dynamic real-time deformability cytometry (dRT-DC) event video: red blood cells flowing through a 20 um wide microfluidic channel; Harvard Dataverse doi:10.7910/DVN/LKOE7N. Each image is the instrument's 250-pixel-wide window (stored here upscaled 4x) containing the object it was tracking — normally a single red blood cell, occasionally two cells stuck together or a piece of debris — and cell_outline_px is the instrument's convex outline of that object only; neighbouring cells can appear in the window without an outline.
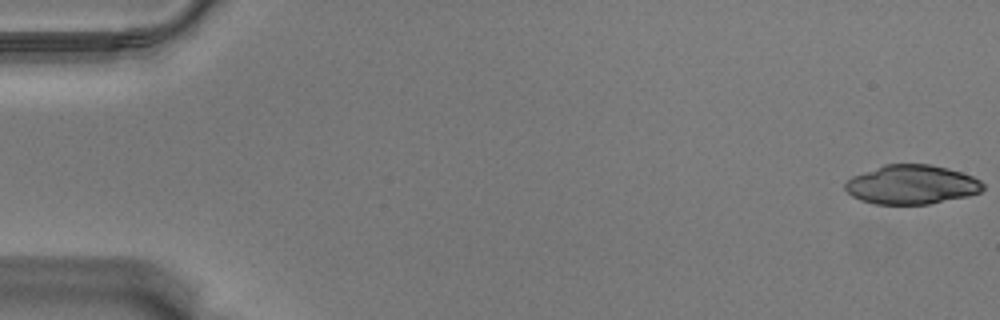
{"species": "Egyptian fruit bat (a non-hibernating species)", "species_latin": "Rousettus aegyptiacus", "temperature_condition": "warm", "stored_images_in_passage": 24, "camera_frame_rate_fps": 3000, "um_per_image_px": 0.085, "animal": {"sex": "male"}, "frame": {"image": 1, "passage_image": 1, "time_ms": 0.0, "image_size_px": [1000, 320], "cell_outline_px": [[984, 188], [980, 192], [968, 196], [928, 204], [876, 204], [860, 200], [852, 196], [844, 188], [844, 184], [852, 176], [884, 164], [932, 164], [948, 168], [972, 176], [980, 180], [984, 184]], "centroid_in_image_um": [77.49, 15.69], "position_along_channel_um": 7.5, "area_um2": 31.5}}
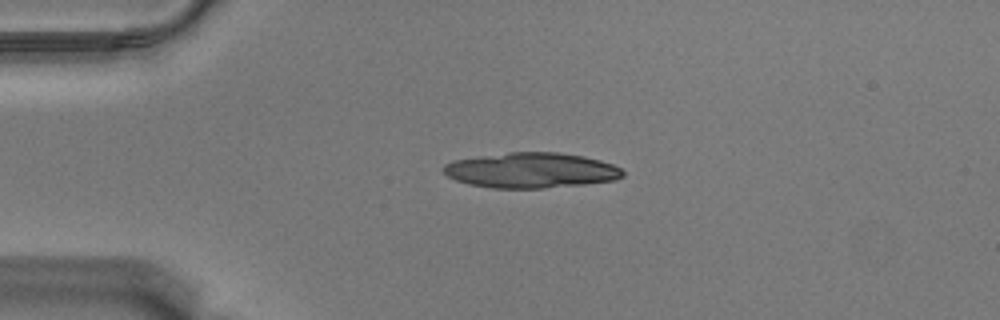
{"frame": {"image": 2, "passage_image": 14, "time_ms": 4.333, "image_size_px": [1000, 320], "cell_outline_px": [[624, 176], [616, 180], [584, 184], [540, 188], [492, 188], [468, 184], [456, 180], [448, 176], [440, 168], [444, 164], [452, 160], [508, 152], [560, 152], [584, 156], [600, 160], [612, 164], [620, 168], [624, 172]], "centroid_in_image_um": [45.13, 14.47], "position_along_channel_um": 39.9, "area_um2": 37.05}}